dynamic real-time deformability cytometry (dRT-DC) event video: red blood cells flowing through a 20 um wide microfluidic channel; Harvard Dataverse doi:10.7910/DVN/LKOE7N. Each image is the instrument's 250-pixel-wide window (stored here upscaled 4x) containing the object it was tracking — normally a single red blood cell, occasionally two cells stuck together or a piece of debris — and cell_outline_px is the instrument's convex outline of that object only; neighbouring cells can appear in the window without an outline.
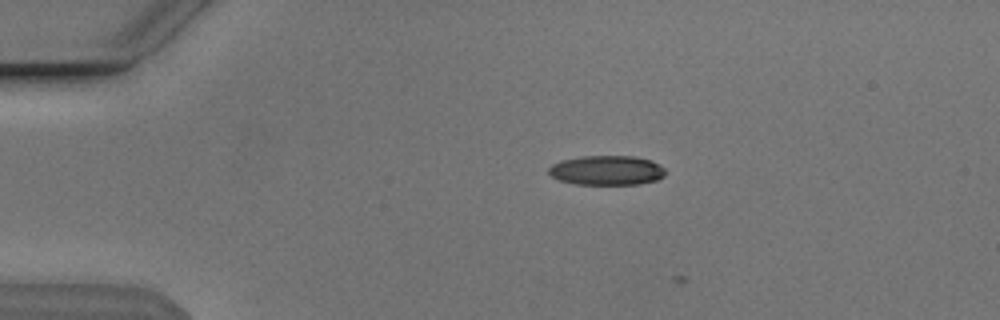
{"species": "Egyptian fruit bat (a non-hibernating species)", "species_latin": "Rousettus aegyptiacus", "temperature_condition": "cold", "stored_images_in_passage": 2, "camera_frame_rate_fps": 3000, "um_per_image_px": 0.085, "animal": {"sex": "male"}, "frame": {"image": 1, "passage_image": 1, "time_ms": 0.0, "image_size_px": [1000, 320], "cell_outline_px": [[664, 176], [656, 180], [636, 184], [576, 184], [560, 180], [552, 176], [548, 172], [548, 168], [552, 164], [560, 160], [580, 156], [636, 156], [648, 160], [664, 168]], "centroid_in_image_um": [51.52, 14.47], "position_along_channel_um": 33.5, "area_um2": 19.94}}